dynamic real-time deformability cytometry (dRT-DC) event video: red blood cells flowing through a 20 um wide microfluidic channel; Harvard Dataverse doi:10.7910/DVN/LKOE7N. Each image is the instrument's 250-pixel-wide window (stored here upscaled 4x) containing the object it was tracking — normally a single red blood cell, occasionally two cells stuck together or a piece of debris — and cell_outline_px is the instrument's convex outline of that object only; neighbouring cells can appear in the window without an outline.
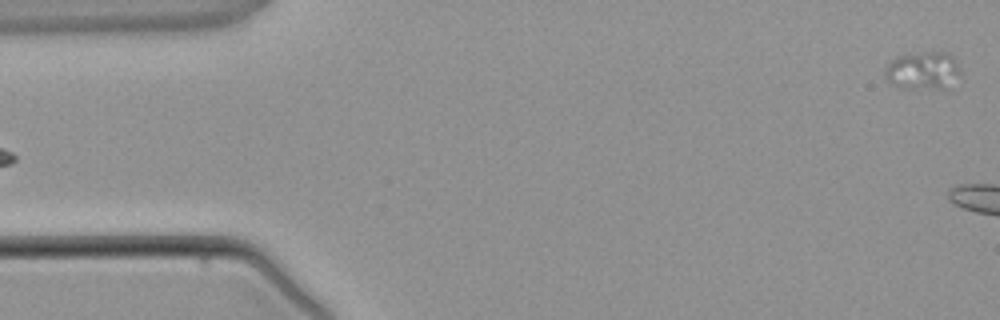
{"species": "common noctule bat (a hibernating species)", "species_latin": "Nyctalus noctula", "temperature_condition": "warm", "stored_images_in_passage": 4, "segment_of_instrument_passage": [2, 2], "camera_frame_rate_fps": 3000, "um_per_image_px": 0.085, "animal": {"sex": "male", "body_mass_g": 21.5, "forearm_length_mm": 52.0}, "frame": {"image": 1, "passage_image": 4, "time_ms": 3.667, "image_size_px": [1000, 320], "cell_outline_px": [[960, 76], [948, 88], [900, 88], [888, 84], [884, 76], [884, 68], [896, 56], [924, 52], [948, 52], [956, 60], [960, 68]], "centroid_in_image_um": [78.43, 6.01], "position_along_channel_um": 6.6, "area_um2": 16.99}}